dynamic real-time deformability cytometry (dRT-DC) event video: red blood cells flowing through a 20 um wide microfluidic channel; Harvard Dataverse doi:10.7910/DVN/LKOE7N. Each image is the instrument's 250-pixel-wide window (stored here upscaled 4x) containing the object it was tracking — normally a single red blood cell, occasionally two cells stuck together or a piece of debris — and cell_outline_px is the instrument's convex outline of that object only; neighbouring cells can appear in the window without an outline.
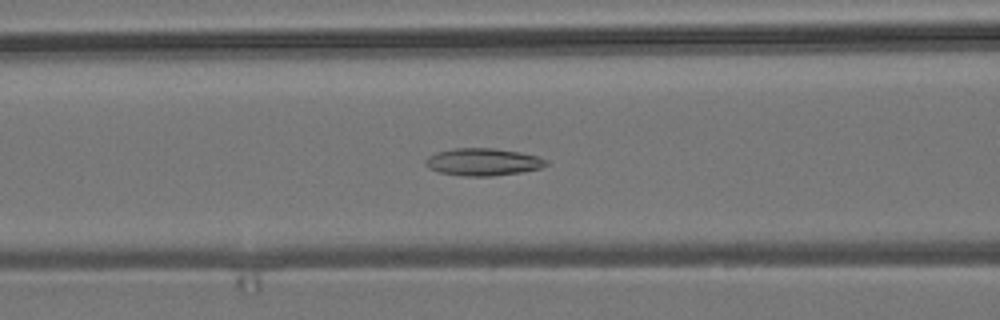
{"species": "common noctule bat (a hibernating species)", "species_latin": "Nyctalus noctula", "temperature_condition": "room temperature", "stored_images_in_passage": 44, "camera_frame_rate_fps": 3000, "um_per_image_px": 0.085, "animal": {"sex": "male", "body_mass_g": 19.2, "forearm_length_mm": 51.8}, "frame": {"image": 1, "passage_image": 19, "time_ms": 6.0, "image_size_px": [1000, 320], "cell_outline_px": [[548, 164], [540, 168], [520, 172], [492, 176], [464, 176], [440, 172], [428, 168], [424, 164], [424, 160], [428, 156], [436, 152], [452, 148], [492, 148], [520, 152], [536, 156], [548, 160]], "centroid_in_image_um": [41.01, 13.76], "position_along_channel_um": 125.6, "area_um2": 19.25}}
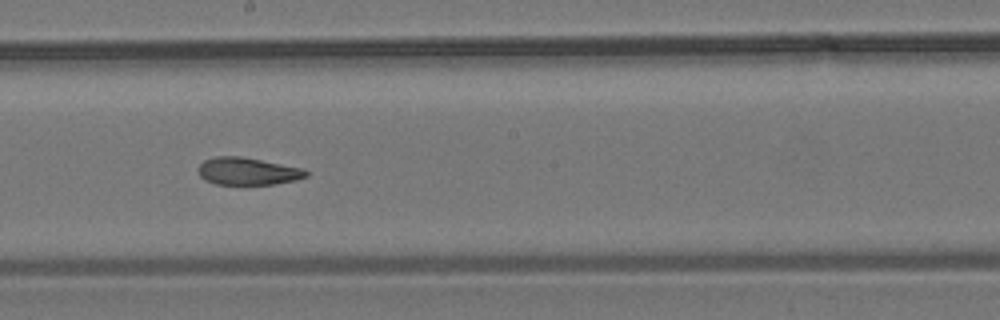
{"frame": {"image": 2, "passage_image": 27, "time_ms": 8.667, "image_size_px": [1000, 320], "cell_outline_px": [[308, 176], [296, 180], [272, 184], [216, 184], [204, 180], [200, 176], [196, 168], [204, 160], [216, 156], [240, 156], [304, 168], [308, 172]], "centroid_in_image_um": [21.03, 14.55], "position_along_channel_um": 227.2, "area_um2": 17.28}}
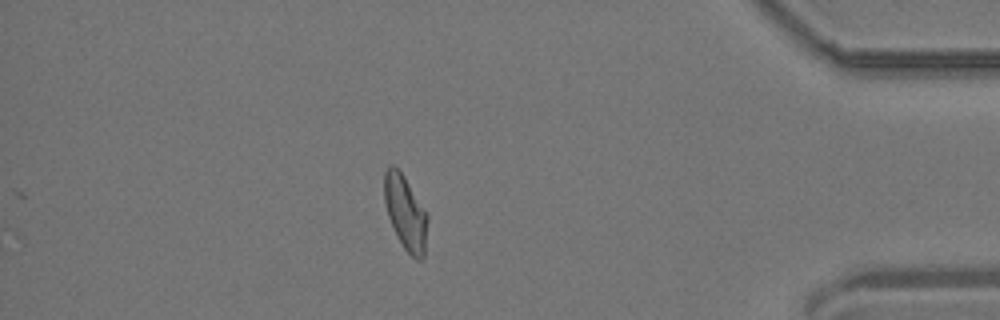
{"frame": {"image": 3, "passage_image": 44, "time_ms": 14.333, "image_size_px": [1000, 320], "cell_outline_px": [[428, 220], [424, 256], [420, 260], [416, 260], [404, 248], [388, 216], [384, 200], [384, 172], [392, 164], [404, 176], [428, 216]], "centroid_in_image_um": [34.47, 18.08], "position_along_channel_um": 400.7, "area_um2": 18.26}, "authors_computed_cell_mechanics": {"area_um2": 18.2359, "velocity_mm_per_s": 3.8056, "shape_relaxation_time_tau1_ms": null, "shape_relaxation_time_tau2_ms": 2.4613, "deformation_change_tau1": null, "deformation_change_tau2": 0.092}}